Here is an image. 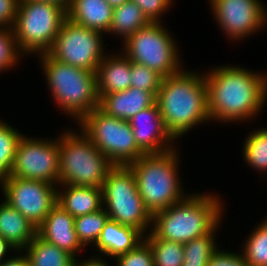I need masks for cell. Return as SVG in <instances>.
<instances>
[{"label":"cell","instance_id":"obj_20","mask_svg":"<svg viewBox=\"0 0 267 266\" xmlns=\"http://www.w3.org/2000/svg\"><path fill=\"white\" fill-rule=\"evenodd\" d=\"M66 13L73 23L104 33L111 26L113 8L106 0H72Z\"/></svg>","mask_w":267,"mask_h":266},{"label":"cell","instance_id":"obj_38","mask_svg":"<svg viewBox=\"0 0 267 266\" xmlns=\"http://www.w3.org/2000/svg\"><path fill=\"white\" fill-rule=\"evenodd\" d=\"M99 258V259H98ZM91 257L90 259H87L83 262H79L76 258L74 261V265L73 266H109L106 264L105 261H103L102 259H100V257Z\"/></svg>","mask_w":267,"mask_h":266},{"label":"cell","instance_id":"obj_33","mask_svg":"<svg viewBox=\"0 0 267 266\" xmlns=\"http://www.w3.org/2000/svg\"><path fill=\"white\" fill-rule=\"evenodd\" d=\"M117 266H154L150 245L143 240L134 249L115 257Z\"/></svg>","mask_w":267,"mask_h":266},{"label":"cell","instance_id":"obj_15","mask_svg":"<svg viewBox=\"0 0 267 266\" xmlns=\"http://www.w3.org/2000/svg\"><path fill=\"white\" fill-rule=\"evenodd\" d=\"M137 146L145 153H162L173 147L174 139L167 132L158 104L139 111L129 121Z\"/></svg>","mask_w":267,"mask_h":266},{"label":"cell","instance_id":"obj_23","mask_svg":"<svg viewBox=\"0 0 267 266\" xmlns=\"http://www.w3.org/2000/svg\"><path fill=\"white\" fill-rule=\"evenodd\" d=\"M29 266H73L75 257L42 239L38 234L25 247Z\"/></svg>","mask_w":267,"mask_h":266},{"label":"cell","instance_id":"obj_19","mask_svg":"<svg viewBox=\"0 0 267 266\" xmlns=\"http://www.w3.org/2000/svg\"><path fill=\"white\" fill-rule=\"evenodd\" d=\"M143 240L144 235L139 230L108 219L94 246L101 254L115 258L134 249Z\"/></svg>","mask_w":267,"mask_h":266},{"label":"cell","instance_id":"obj_2","mask_svg":"<svg viewBox=\"0 0 267 266\" xmlns=\"http://www.w3.org/2000/svg\"><path fill=\"white\" fill-rule=\"evenodd\" d=\"M182 69L162 78L156 96L164 126L174 140L194 126L211 120L204 73Z\"/></svg>","mask_w":267,"mask_h":266},{"label":"cell","instance_id":"obj_18","mask_svg":"<svg viewBox=\"0 0 267 266\" xmlns=\"http://www.w3.org/2000/svg\"><path fill=\"white\" fill-rule=\"evenodd\" d=\"M104 56L97 71L98 96L127 90L131 87V61L123 53Z\"/></svg>","mask_w":267,"mask_h":266},{"label":"cell","instance_id":"obj_35","mask_svg":"<svg viewBox=\"0 0 267 266\" xmlns=\"http://www.w3.org/2000/svg\"><path fill=\"white\" fill-rule=\"evenodd\" d=\"M207 266H249L243 254L217 249L209 259Z\"/></svg>","mask_w":267,"mask_h":266},{"label":"cell","instance_id":"obj_17","mask_svg":"<svg viewBox=\"0 0 267 266\" xmlns=\"http://www.w3.org/2000/svg\"><path fill=\"white\" fill-rule=\"evenodd\" d=\"M155 102L156 97L151 92L129 87L125 91L100 96L98 108L109 116L129 121Z\"/></svg>","mask_w":267,"mask_h":266},{"label":"cell","instance_id":"obj_11","mask_svg":"<svg viewBox=\"0 0 267 266\" xmlns=\"http://www.w3.org/2000/svg\"><path fill=\"white\" fill-rule=\"evenodd\" d=\"M102 34L66 18L47 54L73 67L96 72L105 56Z\"/></svg>","mask_w":267,"mask_h":266},{"label":"cell","instance_id":"obj_13","mask_svg":"<svg viewBox=\"0 0 267 266\" xmlns=\"http://www.w3.org/2000/svg\"><path fill=\"white\" fill-rule=\"evenodd\" d=\"M5 201L38 228L57 204V186L40 180L5 177L0 180Z\"/></svg>","mask_w":267,"mask_h":266},{"label":"cell","instance_id":"obj_5","mask_svg":"<svg viewBox=\"0 0 267 266\" xmlns=\"http://www.w3.org/2000/svg\"><path fill=\"white\" fill-rule=\"evenodd\" d=\"M43 71L53 100L64 113L79 122L99 106L96 72L73 67L55 60L47 53L40 54Z\"/></svg>","mask_w":267,"mask_h":266},{"label":"cell","instance_id":"obj_37","mask_svg":"<svg viewBox=\"0 0 267 266\" xmlns=\"http://www.w3.org/2000/svg\"><path fill=\"white\" fill-rule=\"evenodd\" d=\"M15 257V258H14ZM4 260L0 266H29L25 254Z\"/></svg>","mask_w":267,"mask_h":266},{"label":"cell","instance_id":"obj_30","mask_svg":"<svg viewBox=\"0 0 267 266\" xmlns=\"http://www.w3.org/2000/svg\"><path fill=\"white\" fill-rule=\"evenodd\" d=\"M23 135L0 120V180L11 173L17 145Z\"/></svg>","mask_w":267,"mask_h":266},{"label":"cell","instance_id":"obj_36","mask_svg":"<svg viewBox=\"0 0 267 266\" xmlns=\"http://www.w3.org/2000/svg\"><path fill=\"white\" fill-rule=\"evenodd\" d=\"M20 0H0V28L12 29Z\"/></svg>","mask_w":267,"mask_h":266},{"label":"cell","instance_id":"obj_22","mask_svg":"<svg viewBox=\"0 0 267 266\" xmlns=\"http://www.w3.org/2000/svg\"><path fill=\"white\" fill-rule=\"evenodd\" d=\"M37 228L8 202L0 204V235L22 252L34 239Z\"/></svg>","mask_w":267,"mask_h":266},{"label":"cell","instance_id":"obj_12","mask_svg":"<svg viewBox=\"0 0 267 266\" xmlns=\"http://www.w3.org/2000/svg\"><path fill=\"white\" fill-rule=\"evenodd\" d=\"M59 140L22 136L8 177L40 180L59 187Z\"/></svg>","mask_w":267,"mask_h":266},{"label":"cell","instance_id":"obj_32","mask_svg":"<svg viewBox=\"0 0 267 266\" xmlns=\"http://www.w3.org/2000/svg\"><path fill=\"white\" fill-rule=\"evenodd\" d=\"M23 56L17 48L13 29L0 28V73L15 67Z\"/></svg>","mask_w":267,"mask_h":266},{"label":"cell","instance_id":"obj_4","mask_svg":"<svg viewBox=\"0 0 267 266\" xmlns=\"http://www.w3.org/2000/svg\"><path fill=\"white\" fill-rule=\"evenodd\" d=\"M176 150L144 154L128 165L135 175L138 193L152 215L187 196L180 186Z\"/></svg>","mask_w":267,"mask_h":266},{"label":"cell","instance_id":"obj_41","mask_svg":"<svg viewBox=\"0 0 267 266\" xmlns=\"http://www.w3.org/2000/svg\"><path fill=\"white\" fill-rule=\"evenodd\" d=\"M106 1L109 3V5L112 8H116V7H119L120 5H122L123 3L130 1V0H106Z\"/></svg>","mask_w":267,"mask_h":266},{"label":"cell","instance_id":"obj_39","mask_svg":"<svg viewBox=\"0 0 267 266\" xmlns=\"http://www.w3.org/2000/svg\"><path fill=\"white\" fill-rule=\"evenodd\" d=\"M16 250L7 240L0 235V264L6 259L5 255L8 250Z\"/></svg>","mask_w":267,"mask_h":266},{"label":"cell","instance_id":"obj_40","mask_svg":"<svg viewBox=\"0 0 267 266\" xmlns=\"http://www.w3.org/2000/svg\"><path fill=\"white\" fill-rule=\"evenodd\" d=\"M20 1H37L44 3H51L57 6L62 7L66 12L71 4L72 0H20Z\"/></svg>","mask_w":267,"mask_h":266},{"label":"cell","instance_id":"obj_24","mask_svg":"<svg viewBox=\"0 0 267 266\" xmlns=\"http://www.w3.org/2000/svg\"><path fill=\"white\" fill-rule=\"evenodd\" d=\"M150 22L142 13V10L133 2L128 1L113 8L112 23L108 33L122 36L125 41L140 28L147 26Z\"/></svg>","mask_w":267,"mask_h":266},{"label":"cell","instance_id":"obj_1","mask_svg":"<svg viewBox=\"0 0 267 266\" xmlns=\"http://www.w3.org/2000/svg\"><path fill=\"white\" fill-rule=\"evenodd\" d=\"M204 77L211 121H250L266 103L267 75L226 65L205 72Z\"/></svg>","mask_w":267,"mask_h":266},{"label":"cell","instance_id":"obj_6","mask_svg":"<svg viewBox=\"0 0 267 266\" xmlns=\"http://www.w3.org/2000/svg\"><path fill=\"white\" fill-rule=\"evenodd\" d=\"M80 132L67 131L58 139L59 185L101 188L108 171L114 165Z\"/></svg>","mask_w":267,"mask_h":266},{"label":"cell","instance_id":"obj_8","mask_svg":"<svg viewBox=\"0 0 267 266\" xmlns=\"http://www.w3.org/2000/svg\"><path fill=\"white\" fill-rule=\"evenodd\" d=\"M103 204L109 219L139 230L144 236L152 214L138 193L136 178L129 166H113L102 185Z\"/></svg>","mask_w":267,"mask_h":266},{"label":"cell","instance_id":"obj_26","mask_svg":"<svg viewBox=\"0 0 267 266\" xmlns=\"http://www.w3.org/2000/svg\"><path fill=\"white\" fill-rule=\"evenodd\" d=\"M216 227L209 234L184 243L183 266H207L212 254L218 249L214 241Z\"/></svg>","mask_w":267,"mask_h":266},{"label":"cell","instance_id":"obj_34","mask_svg":"<svg viewBox=\"0 0 267 266\" xmlns=\"http://www.w3.org/2000/svg\"><path fill=\"white\" fill-rule=\"evenodd\" d=\"M135 3L150 23H159L162 14L168 11L173 0H130ZM160 17V18H159Z\"/></svg>","mask_w":267,"mask_h":266},{"label":"cell","instance_id":"obj_3","mask_svg":"<svg viewBox=\"0 0 267 266\" xmlns=\"http://www.w3.org/2000/svg\"><path fill=\"white\" fill-rule=\"evenodd\" d=\"M223 208L218 196L189 194L167 209L154 213L150 233L144 238L187 243L209 234L219 226Z\"/></svg>","mask_w":267,"mask_h":266},{"label":"cell","instance_id":"obj_28","mask_svg":"<svg viewBox=\"0 0 267 266\" xmlns=\"http://www.w3.org/2000/svg\"><path fill=\"white\" fill-rule=\"evenodd\" d=\"M150 245L154 266H183L184 246L182 243L160 238H144Z\"/></svg>","mask_w":267,"mask_h":266},{"label":"cell","instance_id":"obj_31","mask_svg":"<svg viewBox=\"0 0 267 266\" xmlns=\"http://www.w3.org/2000/svg\"><path fill=\"white\" fill-rule=\"evenodd\" d=\"M162 78L160 74L146 65L131 61V87L151 92L156 97Z\"/></svg>","mask_w":267,"mask_h":266},{"label":"cell","instance_id":"obj_29","mask_svg":"<svg viewBox=\"0 0 267 266\" xmlns=\"http://www.w3.org/2000/svg\"><path fill=\"white\" fill-rule=\"evenodd\" d=\"M255 228L247 237L242 254L249 266H267V218Z\"/></svg>","mask_w":267,"mask_h":266},{"label":"cell","instance_id":"obj_9","mask_svg":"<svg viewBox=\"0 0 267 266\" xmlns=\"http://www.w3.org/2000/svg\"><path fill=\"white\" fill-rule=\"evenodd\" d=\"M78 125L114 166H128L145 154L137 146L129 122L109 116L99 108L87 113Z\"/></svg>","mask_w":267,"mask_h":266},{"label":"cell","instance_id":"obj_14","mask_svg":"<svg viewBox=\"0 0 267 266\" xmlns=\"http://www.w3.org/2000/svg\"><path fill=\"white\" fill-rule=\"evenodd\" d=\"M220 29L232 40H242L266 24L261 0H209Z\"/></svg>","mask_w":267,"mask_h":266},{"label":"cell","instance_id":"obj_27","mask_svg":"<svg viewBox=\"0 0 267 266\" xmlns=\"http://www.w3.org/2000/svg\"><path fill=\"white\" fill-rule=\"evenodd\" d=\"M243 149V158L250 167L267 172V128L249 132Z\"/></svg>","mask_w":267,"mask_h":266},{"label":"cell","instance_id":"obj_25","mask_svg":"<svg viewBox=\"0 0 267 266\" xmlns=\"http://www.w3.org/2000/svg\"><path fill=\"white\" fill-rule=\"evenodd\" d=\"M108 219L109 216L104 206L96 212L75 218V232L79 242L83 247L96 244L101 230L104 228V225Z\"/></svg>","mask_w":267,"mask_h":266},{"label":"cell","instance_id":"obj_21","mask_svg":"<svg viewBox=\"0 0 267 266\" xmlns=\"http://www.w3.org/2000/svg\"><path fill=\"white\" fill-rule=\"evenodd\" d=\"M57 188V204L74 218L103 208L102 188L63 184ZM63 190V192H62Z\"/></svg>","mask_w":267,"mask_h":266},{"label":"cell","instance_id":"obj_7","mask_svg":"<svg viewBox=\"0 0 267 266\" xmlns=\"http://www.w3.org/2000/svg\"><path fill=\"white\" fill-rule=\"evenodd\" d=\"M66 18L67 13L60 6L37 1H19L12 29L20 53L28 56L30 53H36L37 56L47 53Z\"/></svg>","mask_w":267,"mask_h":266},{"label":"cell","instance_id":"obj_16","mask_svg":"<svg viewBox=\"0 0 267 266\" xmlns=\"http://www.w3.org/2000/svg\"><path fill=\"white\" fill-rule=\"evenodd\" d=\"M74 221L73 216L56 204L37 228V234L76 258V254L84 247L77 238Z\"/></svg>","mask_w":267,"mask_h":266},{"label":"cell","instance_id":"obj_10","mask_svg":"<svg viewBox=\"0 0 267 266\" xmlns=\"http://www.w3.org/2000/svg\"><path fill=\"white\" fill-rule=\"evenodd\" d=\"M162 22L149 23L123 43V54L134 63L144 64L163 78L182 68L176 42ZM125 52V53H124Z\"/></svg>","mask_w":267,"mask_h":266}]
</instances>
